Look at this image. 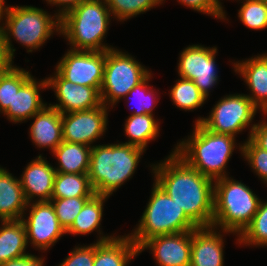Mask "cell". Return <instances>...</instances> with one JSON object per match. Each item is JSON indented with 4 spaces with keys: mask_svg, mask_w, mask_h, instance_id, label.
I'll use <instances>...</instances> for the list:
<instances>
[{
    "mask_svg": "<svg viewBox=\"0 0 267 266\" xmlns=\"http://www.w3.org/2000/svg\"><path fill=\"white\" fill-rule=\"evenodd\" d=\"M154 182L182 208L197 227H211L214 213V180L187 165L174 151L152 164Z\"/></svg>",
    "mask_w": 267,
    "mask_h": 266,
    "instance_id": "1",
    "label": "cell"
},
{
    "mask_svg": "<svg viewBox=\"0 0 267 266\" xmlns=\"http://www.w3.org/2000/svg\"><path fill=\"white\" fill-rule=\"evenodd\" d=\"M193 133L175 146L174 153L204 176L217 180L228 176L225 168L236 147L235 137L209 131L195 123Z\"/></svg>",
    "mask_w": 267,
    "mask_h": 266,
    "instance_id": "2",
    "label": "cell"
},
{
    "mask_svg": "<svg viewBox=\"0 0 267 266\" xmlns=\"http://www.w3.org/2000/svg\"><path fill=\"white\" fill-rule=\"evenodd\" d=\"M144 151L123 142L93 145L88 176L95 194L111 196L133 176Z\"/></svg>",
    "mask_w": 267,
    "mask_h": 266,
    "instance_id": "3",
    "label": "cell"
},
{
    "mask_svg": "<svg viewBox=\"0 0 267 266\" xmlns=\"http://www.w3.org/2000/svg\"><path fill=\"white\" fill-rule=\"evenodd\" d=\"M110 17L106 0H86L60 17V34L66 37L73 50L113 49L103 43Z\"/></svg>",
    "mask_w": 267,
    "mask_h": 266,
    "instance_id": "4",
    "label": "cell"
},
{
    "mask_svg": "<svg viewBox=\"0 0 267 266\" xmlns=\"http://www.w3.org/2000/svg\"><path fill=\"white\" fill-rule=\"evenodd\" d=\"M261 199L241 181L228 176L214 182L212 227L239 236L251 223ZM218 226V227H217Z\"/></svg>",
    "mask_w": 267,
    "mask_h": 266,
    "instance_id": "5",
    "label": "cell"
},
{
    "mask_svg": "<svg viewBox=\"0 0 267 266\" xmlns=\"http://www.w3.org/2000/svg\"><path fill=\"white\" fill-rule=\"evenodd\" d=\"M4 19L5 22L0 25V28L12 59L16 49L12 45L11 36L18 43L26 46L27 52H32L43 46L55 31L60 34L58 14L51 16L44 9L34 6H9L1 18L2 21Z\"/></svg>",
    "mask_w": 267,
    "mask_h": 266,
    "instance_id": "6",
    "label": "cell"
},
{
    "mask_svg": "<svg viewBox=\"0 0 267 266\" xmlns=\"http://www.w3.org/2000/svg\"><path fill=\"white\" fill-rule=\"evenodd\" d=\"M197 228L182 208L155 182L137 228L128 235L139 248L150 238L193 231Z\"/></svg>",
    "mask_w": 267,
    "mask_h": 266,
    "instance_id": "7",
    "label": "cell"
},
{
    "mask_svg": "<svg viewBox=\"0 0 267 266\" xmlns=\"http://www.w3.org/2000/svg\"><path fill=\"white\" fill-rule=\"evenodd\" d=\"M151 72L128 53L118 49L106 51L101 101L106 107L116 105Z\"/></svg>",
    "mask_w": 267,
    "mask_h": 266,
    "instance_id": "8",
    "label": "cell"
},
{
    "mask_svg": "<svg viewBox=\"0 0 267 266\" xmlns=\"http://www.w3.org/2000/svg\"><path fill=\"white\" fill-rule=\"evenodd\" d=\"M257 111L247 94H229L214 105L207 118L199 117L195 123L211 132L236 137L252 123Z\"/></svg>",
    "mask_w": 267,
    "mask_h": 266,
    "instance_id": "9",
    "label": "cell"
},
{
    "mask_svg": "<svg viewBox=\"0 0 267 266\" xmlns=\"http://www.w3.org/2000/svg\"><path fill=\"white\" fill-rule=\"evenodd\" d=\"M106 51L69 49L56 66V71L66 80L101 91Z\"/></svg>",
    "mask_w": 267,
    "mask_h": 266,
    "instance_id": "10",
    "label": "cell"
},
{
    "mask_svg": "<svg viewBox=\"0 0 267 266\" xmlns=\"http://www.w3.org/2000/svg\"><path fill=\"white\" fill-rule=\"evenodd\" d=\"M216 47L189 45L179 57L178 74L180 78L192 80L200 92L208 99L211 88L218 83L215 56Z\"/></svg>",
    "mask_w": 267,
    "mask_h": 266,
    "instance_id": "11",
    "label": "cell"
},
{
    "mask_svg": "<svg viewBox=\"0 0 267 266\" xmlns=\"http://www.w3.org/2000/svg\"><path fill=\"white\" fill-rule=\"evenodd\" d=\"M27 219L22 217L26 228L27 243L39 250H48L66 234L65 229L57 219L54 207L50 201H33L28 203ZM30 240V241H29Z\"/></svg>",
    "mask_w": 267,
    "mask_h": 266,
    "instance_id": "12",
    "label": "cell"
},
{
    "mask_svg": "<svg viewBox=\"0 0 267 266\" xmlns=\"http://www.w3.org/2000/svg\"><path fill=\"white\" fill-rule=\"evenodd\" d=\"M109 108L102 104L91 110L62 114L63 141L92 147L106 132Z\"/></svg>",
    "mask_w": 267,
    "mask_h": 266,
    "instance_id": "13",
    "label": "cell"
},
{
    "mask_svg": "<svg viewBox=\"0 0 267 266\" xmlns=\"http://www.w3.org/2000/svg\"><path fill=\"white\" fill-rule=\"evenodd\" d=\"M48 88H52L58 104H49L61 114L85 111L102 105L100 91L94 87L82 86L64 79L57 71L48 77Z\"/></svg>",
    "mask_w": 267,
    "mask_h": 266,
    "instance_id": "14",
    "label": "cell"
},
{
    "mask_svg": "<svg viewBox=\"0 0 267 266\" xmlns=\"http://www.w3.org/2000/svg\"><path fill=\"white\" fill-rule=\"evenodd\" d=\"M192 231L160 235L146 240L139 254L149 249L159 266H190Z\"/></svg>",
    "mask_w": 267,
    "mask_h": 266,
    "instance_id": "15",
    "label": "cell"
},
{
    "mask_svg": "<svg viewBox=\"0 0 267 266\" xmlns=\"http://www.w3.org/2000/svg\"><path fill=\"white\" fill-rule=\"evenodd\" d=\"M40 154L29 162L19 179L28 203L50 201L57 171Z\"/></svg>",
    "mask_w": 267,
    "mask_h": 266,
    "instance_id": "16",
    "label": "cell"
},
{
    "mask_svg": "<svg viewBox=\"0 0 267 266\" xmlns=\"http://www.w3.org/2000/svg\"><path fill=\"white\" fill-rule=\"evenodd\" d=\"M214 227H198L192 231L190 266H223L224 240Z\"/></svg>",
    "mask_w": 267,
    "mask_h": 266,
    "instance_id": "17",
    "label": "cell"
},
{
    "mask_svg": "<svg viewBox=\"0 0 267 266\" xmlns=\"http://www.w3.org/2000/svg\"><path fill=\"white\" fill-rule=\"evenodd\" d=\"M233 65L234 71L243 76L242 79L249 87L251 95L247 96L253 105L267 115V53L234 62Z\"/></svg>",
    "mask_w": 267,
    "mask_h": 266,
    "instance_id": "18",
    "label": "cell"
},
{
    "mask_svg": "<svg viewBox=\"0 0 267 266\" xmlns=\"http://www.w3.org/2000/svg\"><path fill=\"white\" fill-rule=\"evenodd\" d=\"M46 88H48L47 79L38 83L32 76L20 89H15L12 105H9L3 115L13 123L30 120L47 105L44 104L39 92Z\"/></svg>",
    "mask_w": 267,
    "mask_h": 266,
    "instance_id": "19",
    "label": "cell"
},
{
    "mask_svg": "<svg viewBox=\"0 0 267 266\" xmlns=\"http://www.w3.org/2000/svg\"><path fill=\"white\" fill-rule=\"evenodd\" d=\"M30 137L37 148H50L53 152L63 142L62 114L52 106H45L32 117Z\"/></svg>",
    "mask_w": 267,
    "mask_h": 266,
    "instance_id": "20",
    "label": "cell"
},
{
    "mask_svg": "<svg viewBox=\"0 0 267 266\" xmlns=\"http://www.w3.org/2000/svg\"><path fill=\"white\" fill-rule=\"evenodd\" d=\"M27 205L19 179L0 166V221L22 219Z\"/></svg>",
    "mask_w": 267,
    "mask_h": 266,
    "instance_id": "21",
    "label": "cell"
},
{
    "mask_svg": "<svg viewBox=\"0 0 267 266\" xmlns=\"http://www.w3.org/2000/svg\"><path fill=\"white\" fill-rule=\"evenodd\" d=\"M139 255L138 247L129 235L95 243L93 266H127L132 258Z\"/></svg>",
    "mask_w": 267,
    "mask_h": 266,
    "instance_id": "22",
    "label": "cell"
},
{
    "mask_svg": "<svg viewBox=\"0 0 267 266\" xmlns=\"http://www.w3.org/2000/svg\"><path fill=\"white\" fill-rule=\"evenodd\" d=\"M109 198L107 195H94L83 206L80 213L76 216L72 225L66 230V234L85 235L93 231H99L100 236L98 242L107 241L115 236H101L100 225L103 216V204Z\"/></svg>",
    "mask_w": 267,
    "mask_h": 266,
    "instance_id": "23",
    "label": "cell"
},
{
    "mask_svg": "<svg viewBox=\"0 0 267 266\" xmlns=\"http://www.w3.org/2000/svg\"><path fill=\"white\" fill-rule=\"evenodd\" d=\"M26 228L20 220H1L0 226V264L23 257L27 246Z\"/></svg>",
    "mask_w": 267,
    "mask_h": 266,
    "instance_id": "24",
    "label": "cell"
},
{
    "mask_svg": "<svg viewBox=\"0 0 267 266\" xmlns=\"http://www.w3.org/2000/svg\"><path fill=\"white\" fill-rule=\"evenodd\" d=\"M91 149L92 147L79 143L61 142L52 152L59 163L54 169L59 173H88Z\"/></svg>",
    "mask_w": 267,
    "mask_h": 266,
    "instance_id": "25",
    "label": "cell"
},
{
    "mask_svg": "<svg viewBox=\"0 0 267 266\" xmlns=\"http://www.w3.org/2000/svg\"><path fill=\"white\" fill-rule=\"evenodd\" d=\"M158 121L151 114H131L124 124V131L129 137L125 144L134 145L146 151L147 144L159 136Z\"/></svg>",
    "mask_w": 267,
    "mask_h": 266,
    "instance_id": "26",
    "label": "cell"
},
{
    "mask_svg": "<svg viewBox=\"0 0 267 266\" xmlns=\"http://www.w3.org/2000/svg\"><path fill=\"white\" fill-rule=\"evenodd\" d=\"M94 195L88 173H56L51 198L93 197Z\"/></svg>",
    "mask_w": 267,
    "mask_h": 266,
    "instance_id": "27",
    "label": "cell"
},
{
    "mask_svg": "<svg viewBox=\"0 0 267 266\" xmlns=\"http://www.w3.org/2000/svg\"><path fill=\"white\" fill-rule=\"evenodd\" d=\"M174 105L184 111H193L207 100L192 80L180 78L170 91Z\"/></svg>",
    "mask_w": 267,
    "mask_h": 266,
    "instance_id": "28",
    "label": "cell"
},
{
    "mask_svg": "<svg viewBox=\"0 0 267 266\" xmlns=\"http://www.w3.org/2000/svg\"><path fill=\"white\" fill-rule=\"evenodd\" d=\"M32 75L29 71L12 66L0 73V112L4 113L12 105L15 89H20Z\"/></svg>",
    "mask_w": 267,
    "mask_h": 266,
    "instance_id": "29",
    "label": "cell"
},
{
    "mask_svg": "<svg viewBox=\"0 0 267 266\" xmlns=\"http://www.w3.org/2000/svg\"><path fill=\"white\" fill-rule=\"evenodd\" d=\"M243 245L267 246V201H261L251 223L238 236Z\"/></svg>",
    "mask_w": 267,
    "mask_h": 266,
    "instance_id": "30",
    "label": "cell"
},
{
    "mask_svg": "<svg viewBox=\"0 0 267 266\" xmlns=\"http://www.w3.org/2000/svg\"><path fill=\"white\" fill-rule=\"evenodd\" d=\"M165 0H106L112 16L118 21H124L151 10Z\"/></svg>",
    "mask_w": 267,
    "mask_h": 266,
    "instance_id": "31",
    "label": "cell"
},
{
    "mask_svg": "<svg viewBox=\"0 0 267 266\" xmlns=\"http://www.w3.org/2000/svg\"><path fill=\"white\" fill-rule=\"evenodd\" d=\"M241 1V0H239ZM238 17L249 29L264 30L267 28V4L262 0H242Z\"/></svg>",
    "mask_w": 267,
    "mask_h": 266,
    "instance_id": "32",
    "label": "cell"
},
{
    "mask_svg": "<svg viewBox=\"0 0 267 266\" xmlns=\"http://www.w3.org/2000/svg\"><path fill=\"white\" fill-rule=\"evenodd\" d=\"M92 197L51 198L57 219L65 231L72 225L85 203Z\"/></svg>",
    "mask_w": 267,
    "mask_h": 266,
    "instance_id": "33",
    "label": "cell"
},
{
    "mask_svg": "<svg viewBox=\"0 0 267 266\" xmlns=\"http://www.w3.org/2000/svg\"><path fill=\"white\" fill-rule=\"evenodd\" d=\"M239 150L254 173L267 184V151L258 147L250 138L239 145Z\"/></svg>",
    "mask_w": 267,
    "mask_h": 266,
    "instance_id": "34",
    "label": "cell"
},
{
    "mask_svg": "<svg viewBox=\"0 0 267 266\" xmlns=\"http://www.w3.org/2000/svg\"><path fill=\"white\" fill-rule=\"evenodd\" d=\"M151 73L137 86L130 90V92L124 97L127 99L131 97L130 95L136 94L138 97L137 110L132 112L133 115L141 114H151L153 115V109L156 107L158 99L155 89L151 88L152 86L148 85L149 80L151 79ZM155 91V92H154ZM156 96V97H155ZM157 98V99H156ZM156 100V101H155Z\"/></svg>",
    "mask_w": 267,
    "mask_h": 266,
    "instance_id": "35",
    "label": "cell"
},
{
    "mask_svg": "<svg viewBox=\"0 0 267 266\" xmlns=\"http://www.w3.org/2000/svg\"><path fill=\"white\" fill-rule=\"evenodd\" d=\"M95 243L89 246H76L58 266H93Z\"/></svg>",
    "mask_w": 267,
    "mask_h": 266,
    "instance_id": "36",
    "label": "cell"
},
{
    "mask_svg": "<svg viewBox=\"0 0 267 266\" xmlns=\"http://www.w3.org/2000/svg\"><path fill=\"white\" fill-rule=\"evenodd\" d=\"M178 2L194 11L209 14L220 20L226 19L223 7L215 0H178Z\"/></svg>",
    "mask_w": 267,
    "mask_h": 266,
    "instance_id": "37",
    "label": "cell"
},
{
    "mask_svg": "<svg viewBox=\"0 0 267 266\" xmlns=\"http://www.w3.org/2000/svg\"><path fill=\"white\" fill-rule=\"evenodd\" d=\"M250 138L258 147L267 151V122L265 120L257 124H251Z\"/></svg>",
    "mask_w": 267,
    "mask_h": 266,
    "instance_id": "38",
    "label": "cell"
},
{
    "mask_svg": "<svg viewBox=\"0 0 267 266\" xmlns=\"http://www.w3.org/2000/svg\"><path fill=\"white\" fill-rule=\"evenodd\" d=\"M0 266H44V258L29 253L23 257L1 263Z\"/></svg>",
    "mask_w": 267,
    "mask_h": 266,
    "instance_id": "39",
    "label": "cell"
},
{
    "mask_svg": "<svg viewBox=\"0 0 267 266\" xmlns=\"http://www.w3.org/2000/svg\"><path fill=\"white\" fill-rule=\"evenodd\" d=\"M13 66V60L8 53L4 35L0 28V73L8 71Z\"/></svg>",
    "mask_w": 267,
    "mask_h": 266,
    "instance_id": "40",
    "label": "cell"
},
{
    "mask_svg": "<svg viewBox=\"0 0 267 266\" xmlns=\"http://www.w3.org/2000/svg\"><path fill=\"white\" fill-rule=\"evenodd\" d=\"M84 1L86 0H46V2L51 6L56 5V7H59V9L57 10V14L59 17L63 16L66 12L80 5Z\"/></svg>",
    "mask_w": 267,
    "mask_h": 266,
    "instance_id": "41",
    "label": "cell"
},
{
    "mask_svg": "<svg viewBox=\"0 0 267 266\" xmlns=\"http://www.w3.org/2000/svg\"><path fill=\"white\" fill-rule=\"evenodd\" d=\"M8 6L5 7V0H0V22L3 14L6 12Z\"/></svg>",
    "mask_w": 267,
    "mask_h": 266,
    "instance_id": "42",
    "label": "cell"
},
{
    "mask_svg": "<svg viewBox=\"0 0 267 266\" xmlns=\"http://www.w3.org/2000/svg\"><path fill=\"white\" fill-rule=\"evenodd\" d=\"M219 5H221L222 6V4H221V2H220V0H215Z\"/></svg>",
    "mask_w": 267,
    "mask_h": 266,
    "instance_id": "43",
    "label": "cell"
}]
</instances>
